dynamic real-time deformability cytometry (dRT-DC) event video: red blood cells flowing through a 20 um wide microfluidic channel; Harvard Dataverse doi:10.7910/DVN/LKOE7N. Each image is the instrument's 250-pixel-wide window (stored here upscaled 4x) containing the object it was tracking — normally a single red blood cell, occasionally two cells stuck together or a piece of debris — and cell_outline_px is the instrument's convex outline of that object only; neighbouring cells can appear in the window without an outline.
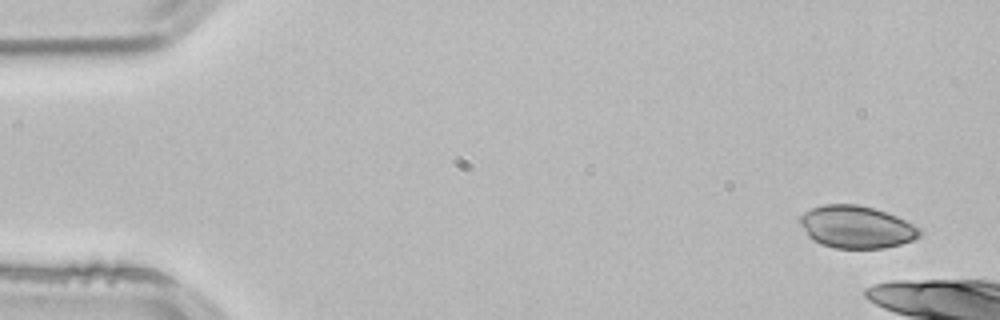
{"species": "common noctule bat (a hibernating species)", "species_latin": "Nyctalus noctula", "temperature_condition": "room temperature", "stored_images_in_passage": 6, "camera_frame_rate_fps": 3000, "um_per_image_px": 0.085, "animal": {"sex": "male", "body_mass_g": 21.5, "forearm_length_mm": 52.0}, "frame": {"image": 1, "passage_image": 1, "time_ms": 0.0, "image_size_px": [1000, 320], "cell_outline_px": [[924, 232], [920, 236], [912, 240], [900, 244], [884, 248], [836, 248], [820, 244], [812, 240], [808, 236], [800, 224], [800, 216], [804, 212], [812, 208], [824, 204], [856, 204], [872, 208], [896, 216], [920, 228]], "centroid_in_image_um": [72.78, 19.3], "position_along_channel_um": 12.2, "area_um2": 29.48}}
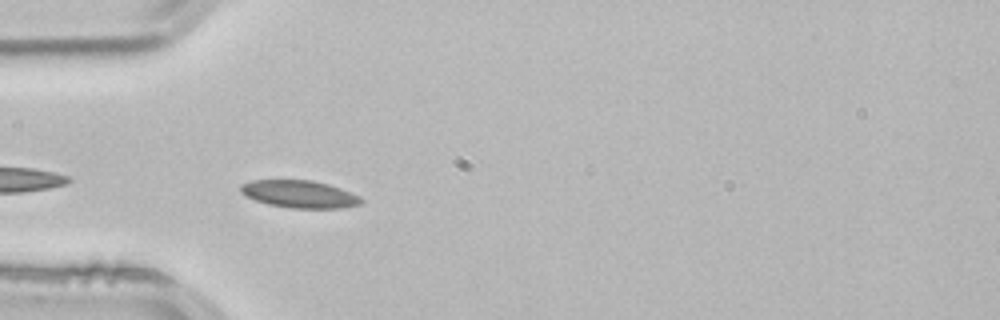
{"frame": {"image": 2, "passage_image": 5, "time_ms": 1.333, "image_size_px": [1000, 320], "cell_outline_px": [[364, 204], [340, 208], [292, 208], [268, 204], [244, 196], [240, 192], [240, 184], [252, 180], [312, 180], [328, 184], [340, 188], [360, 196], [364, 200]], "centroid_in_image_um": [25.46, 16.5], "position_along_channel_um": 59.5, "area_um2": 19.42}}